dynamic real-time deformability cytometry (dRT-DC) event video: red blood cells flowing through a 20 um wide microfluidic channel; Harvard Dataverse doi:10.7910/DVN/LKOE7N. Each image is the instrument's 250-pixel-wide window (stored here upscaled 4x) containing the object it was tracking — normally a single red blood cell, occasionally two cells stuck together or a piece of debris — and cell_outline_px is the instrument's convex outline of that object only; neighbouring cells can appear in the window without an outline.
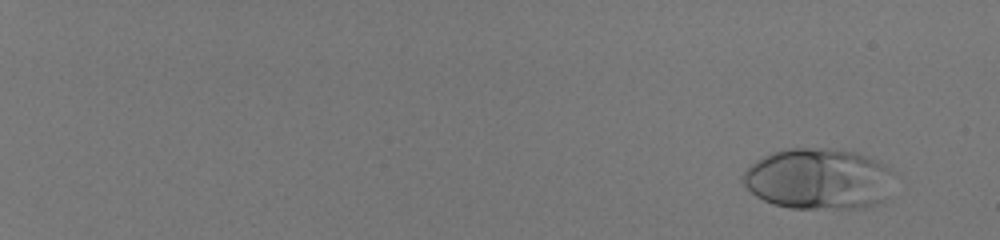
{"species": "human", "species_latin": "Homo sapiens", "temperature_condition": "room temperature", "stored_images_in_passage": 55, "camera_frame_rate_fps": 3000, "um_per_image_px": 0.085, "donor": {"sex": "male"}, "frame": {"image": 1, "passage_image": 3, "time_ms": 0.667, "image_size_px": [1000, 240], "cell_outline_px": [[896, 172], [880, 200], [864, 208], [792, 208], [772, 204], [756, 196], [740, 180], [740, 176], [756, 160], [772, 152], [784, 148], [824, 148], [856, 152], [868, 156], [892, 168]], "centroid_in_image_um": [69.53, 15.18], "position_along_channel_um": 15.5, "area_um2": 53.64}}
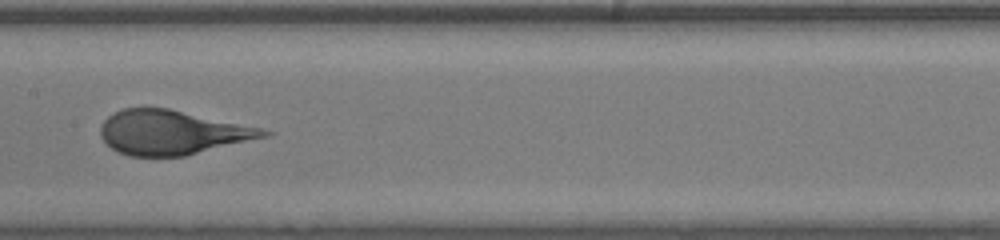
{"frame": {"image": 2, "passage_image": 34, "time_ms": 11.0, "image_size_px": [1000, 240], "cell_outline_px": [[272, 132], [268, 136], [184, 156], [132, 156], [120, 152], [112, 148], [100, 136], [100, 128], [104, 120], [112, 112], [124, 108], [168, 108], [260, 128]], "centroid_in_image_um": [14.58, 11.25], "position_along_channel_um": 192.8, "area_um2": 41.56}}
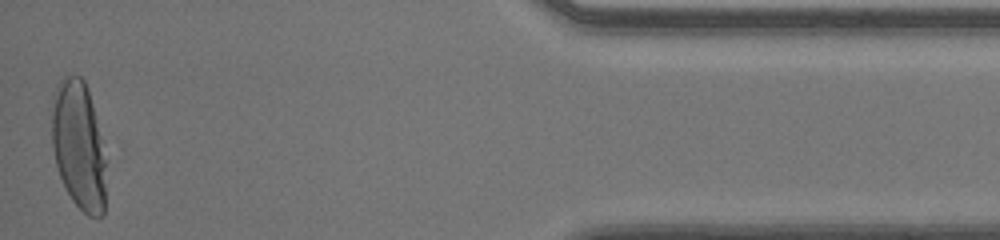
{"frame": {"image": 3, "passage_image": 55, "time_ms": 18.0, "image_size_px": [1000, 240], "cell_outline_px": [[104, 216], [88, 216], [72, 200], [60, 176], [56, 164], [52, 148], [48, 108], [56, 84], [64, 76], [80, 76], [84, 80], [88, 92], [100, 140], [104, 160]], "centroid_in_image_um": [6.59, 12.31], "position_along_channel_um": 428.6, "area_um2": 40.34}}